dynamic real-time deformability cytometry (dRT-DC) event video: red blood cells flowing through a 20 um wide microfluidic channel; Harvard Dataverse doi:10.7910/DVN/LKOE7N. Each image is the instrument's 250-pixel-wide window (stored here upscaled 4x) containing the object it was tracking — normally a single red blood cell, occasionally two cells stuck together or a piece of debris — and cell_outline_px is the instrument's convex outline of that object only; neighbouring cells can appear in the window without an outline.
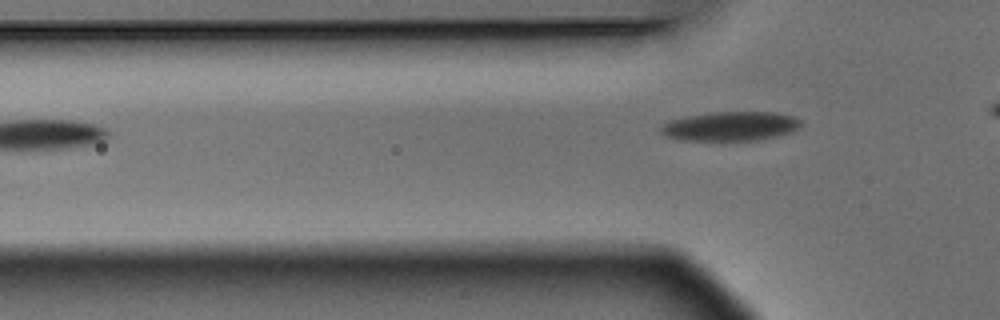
{"species": "Egyptian fruit bat (a non-hibernating species)", "species_latin": "Rousettus aegyptiacus", "temperature_condition": "warm", "stored_images_in_passage": 3, "camera_frame_rate_fps": 3000, "um_per_image_px": 0.085, "animal": {"sex": "male"}, "frame": {"image": 1, "passage_image": 3, "time_ms": 0.667, "image_size_px": [1000, 320], "cell_outline_px": [[804, 124], [792, 132], [780, 136], [756, 140], [724, 144], [684, 140], [668, 136], [660, 132], [660, 128], [668, 120], [688, 116], [716, 112], [772, 112], [792, 116], [800, 120]], "centroid_in_image_um": [62.1, 10.78], "position_along_channel_um": 63.7, "area_um2": 24.8}}